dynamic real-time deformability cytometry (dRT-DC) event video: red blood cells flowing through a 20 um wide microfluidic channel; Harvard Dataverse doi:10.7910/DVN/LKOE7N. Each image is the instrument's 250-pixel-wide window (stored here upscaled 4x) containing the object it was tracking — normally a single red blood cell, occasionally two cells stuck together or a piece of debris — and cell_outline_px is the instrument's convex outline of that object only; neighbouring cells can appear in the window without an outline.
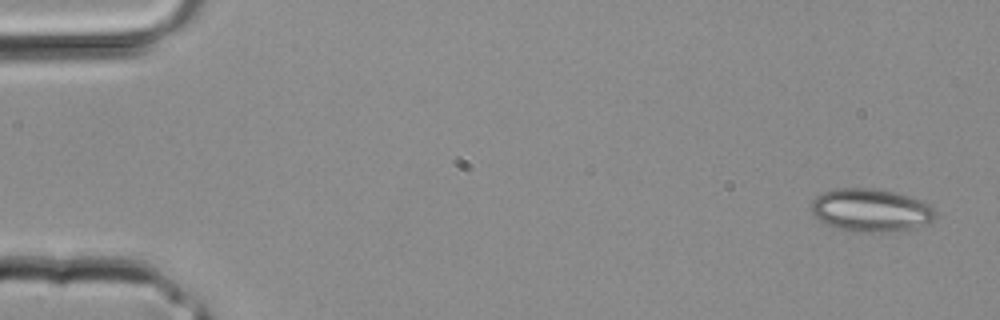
{"species": "common noctule bat (a hibernating species)", "species_latin": "Nyctalus noctula", "temperature_condition": "room temperature", "stored_images_in_passage": 3, "segment_of_instrument_passage": [1, 2], "camera_frame_rate_fps": 3000, "um_per_image_px": 0.085, "animal": {"sex": "male", "body_mass_g": 20.4}, "frame": {"image": 1, "passage_image": 1, "time_ms": 0.0, "image_size_px": [1000, 320], "cell_outline_px": [[936, 216], [928, 224], [888, 232], [864, 232], [836, 228], [820, 220], [812, 212], [812, 200], [816, 196], [824, 192], [836, 188], [876, 188], [908, 196], [920, 200], [928, 204], [936, 212]], "centroid_in_image_um": [74.02, 17.86], "position_along_channel_um": 11.0, "area_um2": 30.75}}